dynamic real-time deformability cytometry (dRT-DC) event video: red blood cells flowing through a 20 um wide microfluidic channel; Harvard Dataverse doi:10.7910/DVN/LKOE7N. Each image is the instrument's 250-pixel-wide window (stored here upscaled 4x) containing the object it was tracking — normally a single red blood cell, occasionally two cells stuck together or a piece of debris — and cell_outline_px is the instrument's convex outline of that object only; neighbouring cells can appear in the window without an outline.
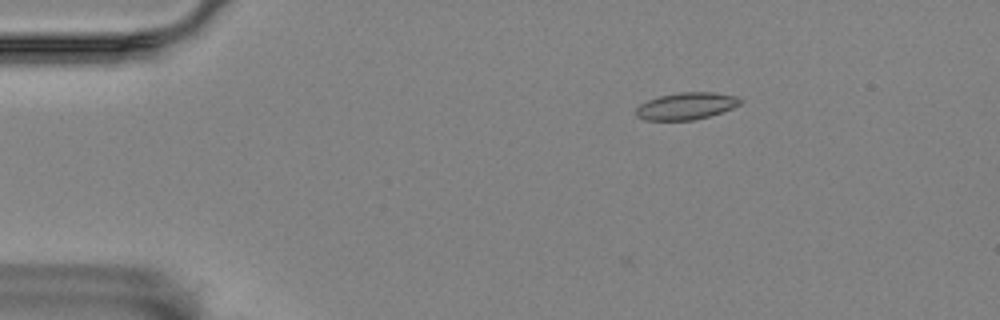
{"species": "Egyptian fruit bat (a non-hibernating species)", "species_latin": "Rousettus aegyptiacus", "temperature_condition": "room temperature", "stored_images_in_passage": 6, "camera_frame_rate_fps": 3000, "um_per_image_px": 0.085, "animal": {"sex": "female"}, "frame": {"image": 1, "passage_image": 3, "time_ms": 0.667, "image_size_px": [1000, 320], "cell_outline_px": [[744, 100], [740, 104], [732, 108], [708, 116], [692, 120], [644, 120], [636, 116], [636, 108], [640, 104], [648, 100], [660, 96], [680, 92], [712, 92], [736, 96]], "centroid_in_image_um": [58.32, 9.01], "position_along_channel_um": 26.7, "area_um2": 16.3}}